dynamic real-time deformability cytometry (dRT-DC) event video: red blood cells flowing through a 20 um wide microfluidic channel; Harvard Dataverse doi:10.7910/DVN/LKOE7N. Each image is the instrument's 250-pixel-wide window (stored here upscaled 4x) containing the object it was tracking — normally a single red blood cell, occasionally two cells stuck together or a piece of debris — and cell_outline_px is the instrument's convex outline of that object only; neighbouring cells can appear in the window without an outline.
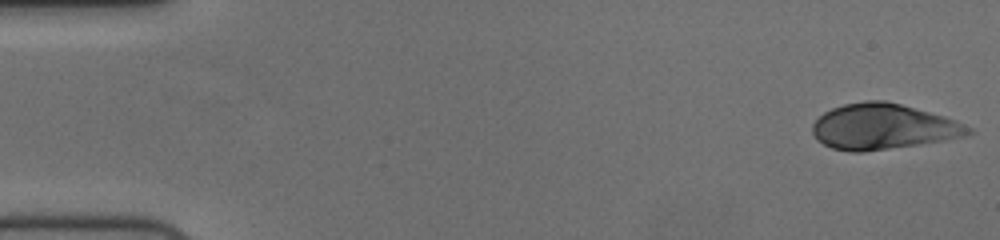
{"species": "human", "species_latin": "Homo sapiens", "temperature_condition": "cold", "stored_images_in_passage": 55, "camera_frame_rate_fps": 3000, "um_per_image_px": 0.085, "donor": {"sex": "female"}, "frame": {"image": 1, "passage_image": 1, "time_ms": 0.0, "image_size_px": [1000, 240], "cell_outline_px": [[976, 132], [968, 136], [920, 144], [864, 152], [848, 152], [832, 148], [816, 140], [812, 132], [812, 124], [824, 112], [832, 108], [844, 104], [864, 100], [884, 100], [900, 104], [944, 116], [956, 120], [972, 128]], "centroid_in_image_um": [75.07, 10.77], "position_along_channel_um": 9.9, "area_um2": 41.62}}
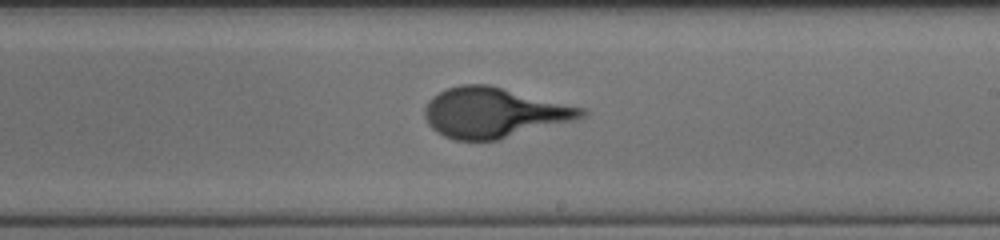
{"frame": {"image": 2, "passage_image": 32, "time_ms": 10.333, "image_size_px": [1000, 240], "cell_outline_px": [[588, 116], [500, 140], [452, 140], [436, 132], [428, 124], [424, 116], [424, 108], [428, 100], [432, 96], [448, 88], [460, 84], [488, 84], [584, 108], [588, 112]], "centroid_in_image_um": [41.96, 9.58], "position_along_channel_um": 247.0, "area_um2": 45.84}}
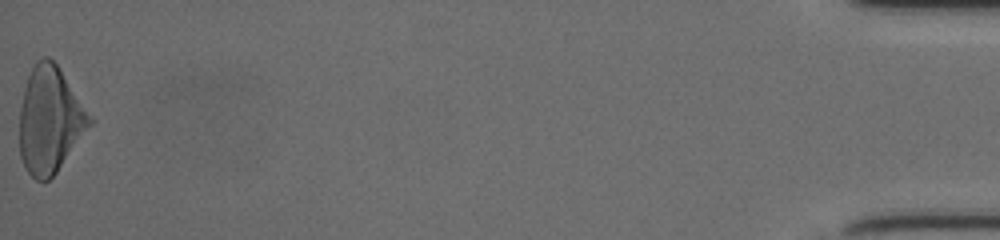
{"frame": {"image": 3, "passage_image": 55, "time_ms": 18.0, "image_size_px": [1000, 240], "cell_outline_px": [[92, 124], [56, 172], [48, 180], [36, 180], [28, 172], [20, 156], [20, 108], [24, 88], [28, 76], [36, 60], [44, 56], [48, 56], [56, 64], [92, 120]], "centroid_in_image_um": [4.2, 10.21], "position_along_channel_um": 431.0, "area_um2": 42.43}}